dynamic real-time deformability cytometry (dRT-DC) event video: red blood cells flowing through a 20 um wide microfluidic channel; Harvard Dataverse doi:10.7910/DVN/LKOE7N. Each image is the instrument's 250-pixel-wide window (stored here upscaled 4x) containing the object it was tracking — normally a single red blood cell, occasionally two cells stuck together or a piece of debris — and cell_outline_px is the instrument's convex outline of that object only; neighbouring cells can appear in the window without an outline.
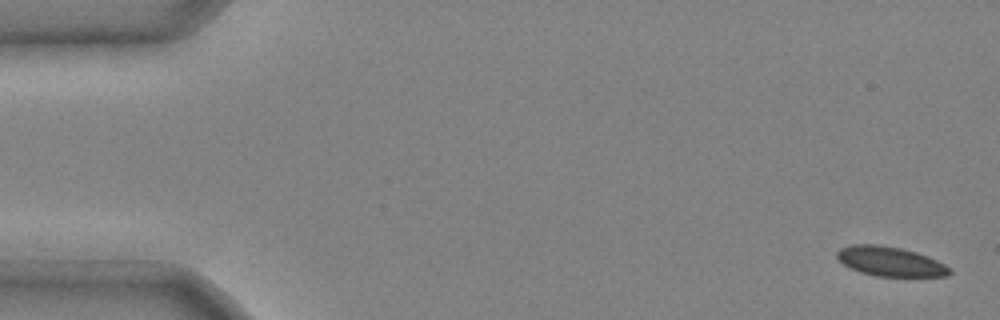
{"species": "common noctule bat (a hibernating species)", "species_latin": "Nyctalus noctula", "temperature_condition": "cold", "stored_images_in_passage": 4, "camera_frame_rate_fps": 3000, "um_per_image_px": 0.085, "animal": {"sex": "male", "body_mass_g": 20.4}, "frame": {"image": 1, "passage_image": 1, "time_ms": 0.0, "image_size_px": [1000, 320], "cell_outline_px": [[952, 272], [948, 276], [876, 276], [860, 272], [844, 264], [836, 256], [836, 252], [840, 248], [852, 244], [876, 244], [900, 248], [916, 252], [928, 256], [952, 268]], "centroid_in_image_um": [75.68, 22.22], "position_along_channel_um": 9.3, "area_um2": 19.31}}